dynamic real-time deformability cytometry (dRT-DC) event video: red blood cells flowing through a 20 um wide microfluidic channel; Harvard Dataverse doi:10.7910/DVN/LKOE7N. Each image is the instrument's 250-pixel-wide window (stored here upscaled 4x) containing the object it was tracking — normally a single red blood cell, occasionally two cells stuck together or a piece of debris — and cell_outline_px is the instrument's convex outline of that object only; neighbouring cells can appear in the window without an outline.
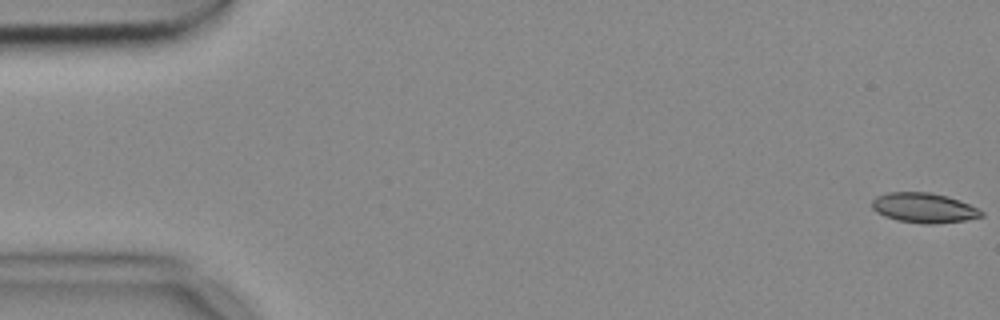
{"species": "common noctule bat (a hibernating species)", "species_latin": "Nyctalus noctula", "temperature_condition": "cold", "stored_images_in_passage": 55, "camera_frame_rate_fps": 3000, "um_per_image_px": 0.085, "animal": {"sex": "female", "body_mass_g": 18.4}, "frame": {"image": 1, "passage_image": 1, "time_ms": 0.0, "image_size_px": [1000, 320], "cell_outline_px": [[984, 216], [964, 220], [932, 224], [928, 224], [896, 220], [884, 216], [876, 212], [872, 208], [872, 200], [876, 196], [888, 192], [932, 192], [948, 196], [960, 200], [984, 212]], "centroid_in_image_um": [78.51, 17.65], "position_along_channel_um": 6.5, "area_um2": 19.07}}
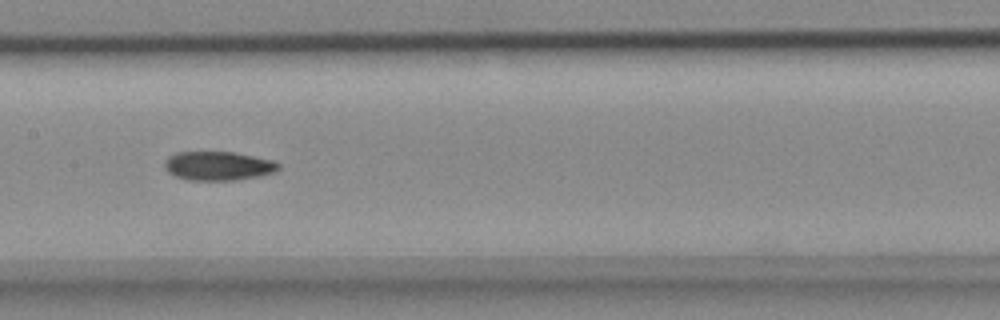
{"frame": {"image": 2, "passage_image": 27, "time_ms": 8.667, "image_size_px": [1000, 320], "cell_outline_px": [[280, 168], [272, 172], [260, 176], [232, 180], [188, 180], [176, 176], [168, 172], [164, 168], [164, 160], [168, 156], [176, 152], [232, 152], [272, 160], [280, 164]], "centroid_in_image_um": [18.5, 14.1], "position_along_channel_um": 188.9, "area_um2": 19.13}}
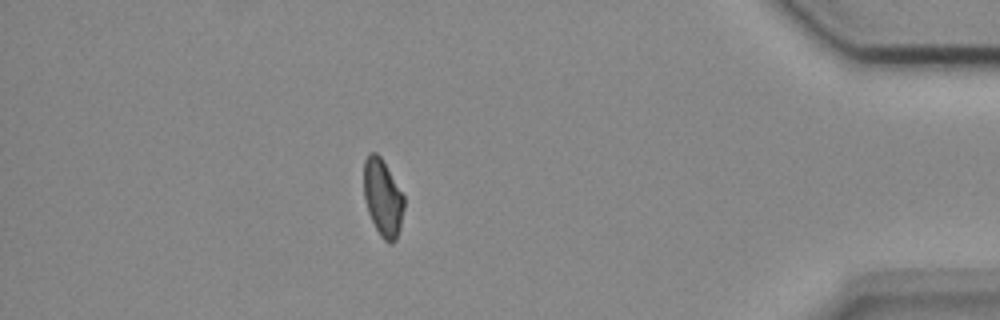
{"frame": {"image": 3, "passage_image": 48, "time_ms": 15.667, "image_size_px": [1000, 320], "cell_outline_px": [[404, 208], [400, 228], [396, 240], [392, 244], [388, 244], [380, 236], [368, 212], [364, 196], [364, 160], [368, 152], [376, 152], [380, 156], [404, 196]], "centroid_in_image_um": [32.53, 16.82], "position_along_channel_um": 402.7, "area_um2": 18.03}, "authors_computed_cell_mechanics": {"area_um2": 19.1896, "velocity_mm_per_s": 3.7025, "shape_relaxation_time_tau1_ms": 10.3001, "shape_relaxation_time_tau2_ms": 3.5867, "deformation_change_tau1": 0.2068, "deformation_change_tau2": 0.0915}}